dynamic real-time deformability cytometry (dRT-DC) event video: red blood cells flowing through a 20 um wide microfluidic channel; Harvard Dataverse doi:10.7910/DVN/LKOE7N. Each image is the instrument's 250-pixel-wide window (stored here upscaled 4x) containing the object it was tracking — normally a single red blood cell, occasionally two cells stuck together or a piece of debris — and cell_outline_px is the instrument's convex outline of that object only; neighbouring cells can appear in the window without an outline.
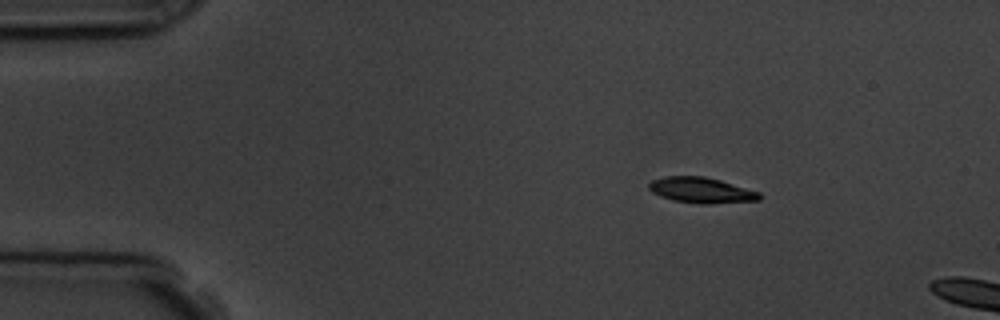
{"species": "common noctule bat (a hibernating species)", "species_latin": "Nyctalus noctula", "temperature_condition": "room temperature", "stored_images_in_passage": 3, "camera_frame_rate_fps": 3000, "um_per_image_px": 0.085, "animal": {"sex": "male", "body_mass_g": 19.5, "forearm_length_mm": 54.6}, "frame": {"image": 1, "passage_image": 1, "time_ms": 0.0, "image_size_px": [1000, 320], "cell_outline_px": [[760, 200], [708, 204], [704, 204], [672, 200], [660, 196], [652, 192], [648, 188], [648, 184], [652, 180], [664, 176], [704, 176], [720, 180], [760, 192]], "centroid_in_image_um": [59.58, 16.16], "position_along_channel_um": 25.4, "area_um2": 16.47}}